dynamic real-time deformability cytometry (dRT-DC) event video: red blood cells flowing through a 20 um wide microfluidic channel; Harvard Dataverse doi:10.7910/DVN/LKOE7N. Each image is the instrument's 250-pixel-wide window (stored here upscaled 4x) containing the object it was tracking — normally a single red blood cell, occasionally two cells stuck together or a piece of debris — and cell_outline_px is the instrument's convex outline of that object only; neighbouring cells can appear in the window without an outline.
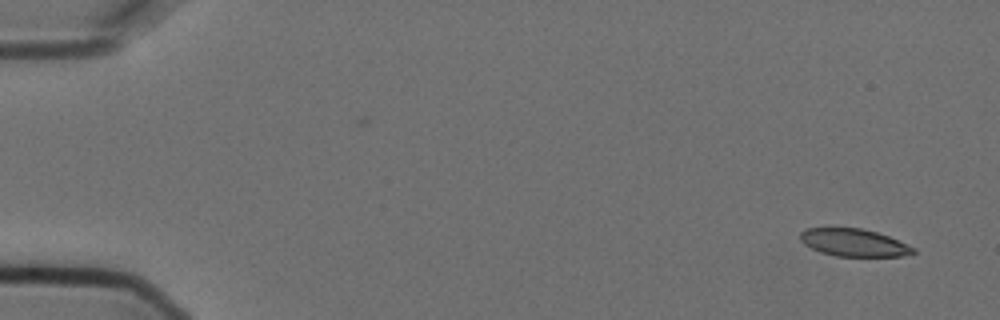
{"species": "Egyptian fruit bat (a non-hibernating species)", "species_latin": "Rousettus aegyptiacus", "temperature_condition": "cold", "stored_images_in_passage": 6, "camera_frame_rate_fps": 3000, "um_per_image_px": 0.085, "animal": {"sex": "female"}, "frame": {"image": 1, "passage_image": 1, "time_ms": 0.0, "image_size_px": [1000, 320], "cell_outline_px": [[916, 252], [904, 256], [836, 256], [820, 252], [804, 244], [800, 240], [800, 232], [808, 228], [860, 228], [876, 232], [888, 236], [916, 248]], "centroid_in_image_um": [72.58, 20.63], "position_along_channel_um": 12.4, "area_um2": 18.03}}
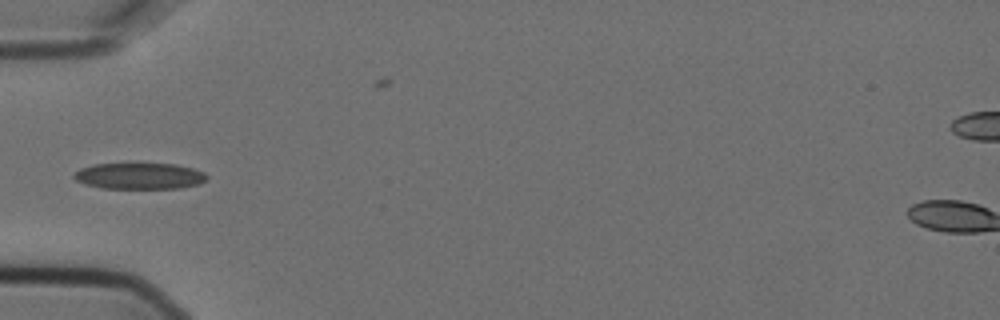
{"frame": {"image": 2, "passage_image": 5, "time_ms": 1.333, "image_size_px": [1000, 320], "cell_outline_px": [[208, 176], [200, 184], [180, 188], [100, 188], [84, 184], [76, 180], [72, 176], [80, 168], [92, 164], [176, 164], [192, 168], [204, 172]], "centroid_in_image_um": [11.84, 14.96], "position_along_channel_um": 73.2, "area_um2": 20.29}}